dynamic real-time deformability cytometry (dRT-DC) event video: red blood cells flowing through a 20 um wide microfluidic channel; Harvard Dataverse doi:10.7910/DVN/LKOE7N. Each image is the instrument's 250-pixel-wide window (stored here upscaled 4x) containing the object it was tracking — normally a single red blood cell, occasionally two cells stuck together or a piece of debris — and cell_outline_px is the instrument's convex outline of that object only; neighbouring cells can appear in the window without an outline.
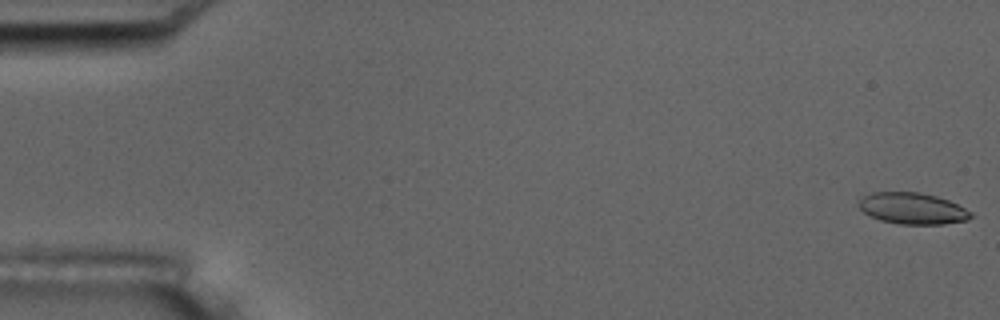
{"species": "common noctule bat (a hibernating species)", "species_latin": "Nyctalus noctula", "temperature_condition": "room temperature", "stored_images_in_passage": 54, "camera_frame_rate_fps": 3000, "um_per_image_px": 0.085, "animal": {"sex": "male", "body_mass_g": 17.5, "forearm_length_mm": 52.3}, "frame": {"image": 1, "passage_image": 1, "time_ms": 0.0, "image_size_px": [1000, 320], "cell_outline_px": [[972, 216], [968, 220], [944, 224], [900, 224], [880, 220], [864, 212], [856, 204], [856, 200], [872, 192], [920, 192], [936, 196], [948, 200], [972, 212]], "centroid_in_image_um": [77.53, 17.71], "position_along_channel_um": 7.5, "area_um2": 20.52}}
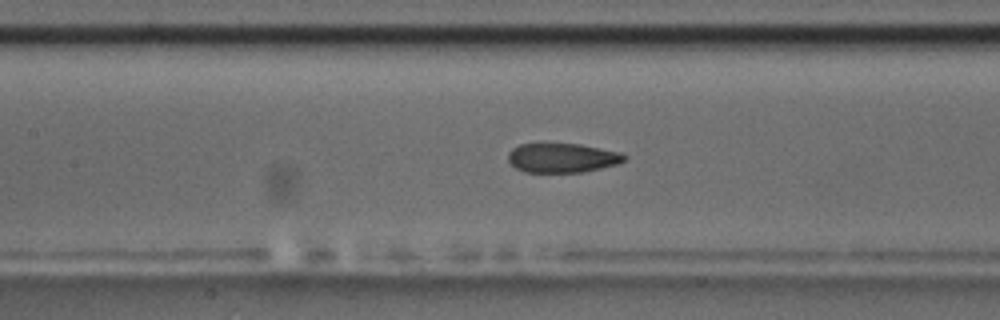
{"frame": {"image": 2, "passage_image": 25, "time_ms": 8.0, "image_size_px": [1000, 320], "cell_outline_px": [[628, 160], [616, 164], [584, 172], [524, 172], [516, 168], [508, 160], [508, 152], [512, 148], [520, 144], [540, 140], [580, 144], [620, 152], [628, 156]], "centroid_in_image_um": [47.75, 13.37], "position_along_channel_um": 159.6, "area_um2": 20.75}}
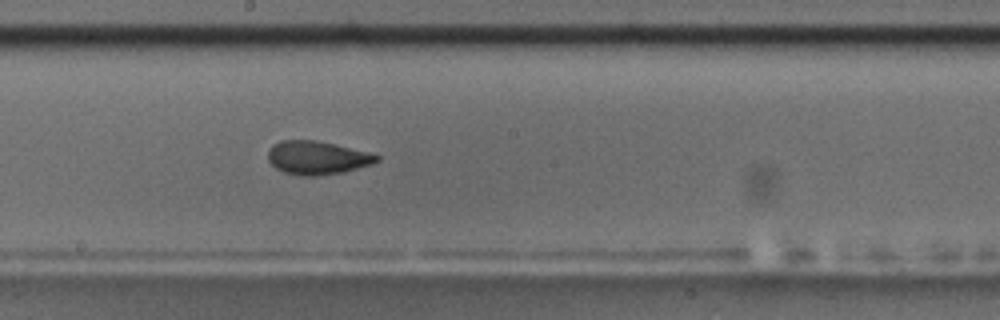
{"frame": {"image": 3, "passage_image": 30, "time_ms": 9.667, "image_size_px": [1000, 320], "cell_outline_px": [[380, 160], [372, 164], [344, 172], [316, 176], [304, 176], [284, 172], [276, 168], [268, 160], [268, 152], [272, 144], [280, 140], [316, 140], [368, 152], [380, 156]], "centroid_in_image_um": [26.95, 13.41], "position_along_channel_um": 221.2, "area_um2": 21.15}, "authors_computed_cell_mechanics": {"area_um2": 21.0681, "velocity_mm_per_s": 3.7219, "shape_relaxation_time_tau1_ms": 6.1254, "shape_relaxation_time_tau2_ms": 1.3238, "deformation_change_tau1": 0.1589, "deformation_change_tau2": 0.0816}}